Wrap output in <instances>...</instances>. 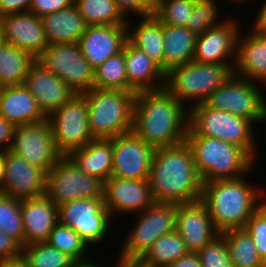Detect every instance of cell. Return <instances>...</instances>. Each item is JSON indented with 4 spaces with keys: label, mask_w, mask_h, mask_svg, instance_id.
Here are the masks:
<instances>
[{
    "label": "cell",
    "mask_w": 266,
    "mask_h": 267,
    "mask_svg": "<svg viewBox=\"0 0 266 267\" xmlns=\"http://www.w3.org/2000/svg\"><path fill=\"white\" fill-rule=\"evenodd\" d=\"M188 109L166 89L137 92L132 131L154 149L186 140Z\"/></svg>",
    "instance_id": "6da1fadb"
},
{
    "label": "cell",
    "mask_w": 266,
    "mask_h": 267,
    "mask_svg": "<svg viewBox=\"0 0 266 267\" xmlns=\"http://www.w3.org/2000/svg\"><path fill=\"white\" fill-rule=\"evenodd\" d=\"M148 180L154 202L180 205L201 199L203 183L186 140L155 149Z\"/></svg>",
    "instance_id": "7a4b0ae2"
},
{
    "label": "cell",
    "mask_w": 266,
    "mask_h": 267,
    "mask_svg": "<svg viewBox=\"0 0 266 267\" xmlns=\"http://www.w3.org/2000/svg\"><path fill=\"white\" fill-rule=\"evenodd\" d=\"M245 176L202 184L200 200L206 205L219 233L244 228L251 215L266 200V190L256 188V184L254 187Z\"/></svg>",
    "instance_id": "3957f363"
},
{
    "label": "cell",
    "mask_w": 266,
    "mask_h": 267,
    "mask_svg": "<svg viewBox=\"0 0 266 267\" xmlns=\"http://www.w3.org/2000/svg\"><path fill=\"white\" fill-rule=\"evenodd\" d=\"M186 141L202 183L240 178L255 168L256 161L240 146L197 134H187Z\"/></svg>",
    "instance_id": "277c9868"
},
{
    "label": "cell",
    "mask_w": 266,
    "mask_h": 267,
    "mask_svg": "<svg viewBox=\"0 0 266 267\" xmlns=\"http://www.w3.org/2000/svg\"><path fill=\"white\" fill-rule=\"evenodd\" d=\"M87 100L89 126L95 139H110L132 131L136 92L92 88Z\"/></svg>",
    "instance_id": "5b68a950"
},
{
    "label": "cell",
    "mask_w": 266,
    "mask_h": 267,
    "mask_svg": "<svg viewBox=\"0 0 266 267\" xmlns=\"http://www.w3.org/2000/svg\"><path fill=\"white\" fill-rule=\"evenodd\" d=\"M253 125L249 119L207 107L204 103L188 108L187 134L213 137L240 146L256 160L259 149Z\"/></svg>",
    "instance_id": "8992f818"
},
{
    "label": "cell",
    "mask_w": 266,
    "mask_h": 267,
    "mask_svg": "<svg viewBox=\"0 0 266 267\" xmlns=\"http://www.w3.org/2000/svg\"><path fill=\"white\" fill-rule=\"evenodd\" d=\"M233 74L234 70L229 65L190 61L166 73L165 88L188 109L203 103Z\"/></svg>",
    "instance_id": "52a82bcc"
},
{
    "label": "cell",
    "mask_w": 266,
    "mask_h": 267,
    "mask_svg": "<svg viewBox=\"0 0 266 267\" xmlns=\"http://www.w3.org/2000/svg\"><path fill=\"white\" fill-rule=\"evenodd\" d=\"M104 187V180L84 173L68 156H62L46 173L45 196L60 206L79 199L104 198Z\"/></svg>",
    "instance_id": "ba28073f"
},
{
    "label": "cell",
    "mask_w": 266,
    "mask_h": 267,
    "mask_svg": "<svg viewBox=\"0 0 266 267\" xmlns=\"http://www.w3.org/2000/svg\"><path fill=\"white\" fill-rule=\"evenodd\" d=\"M262 85L232 75L203 102L207 107L222 110L255 123H266V98Z\"/></svg>",
    "instance_id": "9c48e42d"
},
{
    "label": "cell",
    "mask_w": 266,
    "mask_h": 267,
    "mask_svg": "<svg viewBox=\"0 0 266 267\" xmlns=\"http://www.w3.org/2000/svg\"><path fill=\"white\" fill-rule=\"evenodd\" d=\"M47 119L56 149L62 156H68L95 140L89 126L87 100L83 94L73 95Z\"/></svg>",
    "instance_id": "30bf717a"
},
{
    "label": "cell",
    "mask_w": 266,
    "mask_h": 267,
    "mask_svg": "<svg viewBox=\"0 0 266 267\" xmlns=\"http://www.w3.org/2000/svg\"><path fill=\"white\" fill-rule=\"evenodd\" d=\"M176 216V204L154 202L137 214L136 219H139L124 238L119 256L142 257L160 236L176 230Z\"/></svg>",
    "instance_id": "8fae6325"
},
{
    "label": "cell",
    "mask_w": 266,
    "mask_h": 267,
    "mask_svg": "<svg viewBox=\"0 0 266 267\" xmlns=\"http://www.w3.org/2000/svg\"><path fill=\"white\" fill-rule=\"evenodd\" d=\"M36 60L76 94L93 88L94 69L83 56L78 42L48 45Z\"/></svg>",
    "instance_id": "7c38bea8"
},
{
    "label": "cell",
    "mask_w": 266,
    "mask_h": 267,
    "mask_svg": "<svg viewBox=\"0 0 266 267\" xmlns=\"http://www.w3.org/2000/svg\"><path fill=\"white\" fill-rule=\"evenodd\" d=\"M104 198L69 201L58 206L59 222L70 226L87 244L101 243L114 220L104 205Z\"/></svg>",
    "instance_id": "4fadbf2b"
},
{
    "label": "cell",
    "mask_w": 266,
    "mask_h": 267,
    "mask_svg": "<svg viewBox=\"0 0 266 267\" xmlns=\"http://www.w3.org/2000/svg\"><path fill=\"white\" fill-rule=\"evenodd\" d=\"M10 150L46 173L62 157L56 149L48 119L16 126Z\"/></svg>",
    "instance_id": "5bb4252c"
},
{
    "label": "cell",
    "mask_w": 266,
    "mask_h": 267,
    "mask_svg": "<svg viewBox=\"0 0 266 267\" xmlns=\"http://www.w3.org/2000/svg\"><path fill=\"white\" fill-rule=\"evenodd\" d=\"M113 147L111 176L131 180L149 179L155 149L133 131L109 139Z\"/></svg>",
    "instance_id": "9a60e30c"
},
{
    "label": "cell",
    "mask_w": 266,
    "mask_h": 267,
    "mask_svg": "<svg viewBox=\"0 0 266 267\" xmlns=\"http://www.w3.org/2000/svg\"><path fill=\"white\" fill-rule=\"evenodd\" d=\"M241 27L238 20L231 16L221 24L198 34L193 61L229 65L234 70Z\"/></svg>",
    "instance_id": "2e32d148"
},
{
    "label": "cell",
    "mask_w": 266,
    "mask_h": 267,
    "mask_svg": "<svg viewBox=\"0 0 266 267\" xmlns=\"http://www.w3.org/2000/svg\"><path fill=\"white\" fill-rule=\"evenodd\" d=\"M103 200L112 218L118 214L136 215L154 203L148 179L131 180L114 176L105 181Z\"/></svg>",
    "instance_id": "e0dca14e"
},
{
    "label": "cell",
    "mask_w": 266,
    "mask_h": 267,
    "mask_svg": "<svg viewBox=\"0 0 266 267\" xmlns=\"http://www.w3.org/2000/svg\"><path fill=\"white\" fill-rule=\"evenodd\" d=\"M3 194L18 199L45 195L46 172L7 149L4 151Z\"/></svg>",
    "instance_id": "ac0fdd59"
},
{
    "label": "cell",
    "mask_w": 266,
    "mask_h": 267,
    "mask_svg": "<svg viewBox=\"0 0 266 267\" xmlns=\"http://www.w3.org/2000/svg\"><path fill=\"white\" fill-rule=\"evenodd\" d=\"M0 26L4 42L27 51L35 59L49 45L42 19L30 11L1 17Z\"/></svg>",
    "instance_id": "d6986e66"
},
{
    "label": "cell",
    "mask_w": 266,
    "mask_h": 267,
    "mask_svg": "<svg viewBox=\"0 0 266 267\" xmlns=\"http://www.w3.org/2000/svg\"><path fill=\"white\" fill-rule=\"evenodd\" d=\"M176 231L192 253H197L220 234L201 200L177 205Z\"/></svg>",
    "instance_id": "ffe728a7"
},
{
    "label": "cell",
    "mask_w": 266,
    "mask_h": 267,
    "mask_svg": "<svg viewBox=\"0 0 266 267\" xmlns=\"http://www.w3.org/2000/svg\"><path fill=\"white\" fill-rule=\"evenodd\" d=\"M24 86L34 96L47 118L76 94L63 80L48 71L37 60L29 68Z\"/></svg>",
    "instance_id": "44dd1931"
},
{
    "label": "cell",
    "mask_w": 266,
    "mask_h": 267,
    "mask_svg": "<svg viewBox=\"0 0 266 267\" xmlns=\"http://www.w3.org/2000/svg\"><path fill=\"white\" fill-rule=\"evenodd\" d=\"M127 40V25H95L87 26L78 44L85 59L95 69L121 52Z\"/></svg>",
    "instance_id": "7402d4cb"
},
{
    "label": "cell",
    "mask_w": 266,
    "mask_h": 267,
    "mask_svg": "<svg viewBox=\"0 0 266 267\" xmlns=\"http://www.w3.org/2000/svg\"><path fill=\"white\" fill-rule=\"evenodd\" d=\"M252 26L245 35L239 32L234 74L265 85L263 90L266 89V32Z\"/></svg>",
    "instance_id": "603a6c76"
},
{
    "label": "cell",
    "mask_w": 266,
    "mask_h": 267,
    "mask_svg": "<svg viewBox=\"0 0 266 267\" xmlns=\"http://www.w3.org/2000/svg\"><path fill=\"white\" fill-rule=\"evenodd\" d=\"M127 91H155L165 88L166 74L144 51L129 40L124 44Z\"/></svg>",
    "instance_id": "cb8c5ba5"
},
{
    "label": "cell",
    "mask_w": 266,
    "mask_h": 267,
    "mask_svg": "<svg viewBox=\"0 0 266 267\" xmlns=\"http://www.w3.org/2000/svg\"><path fill=\"white\" fill-rule=\"evenodd\" d=\"M21 213L24 246L46 242L53 227L59 222L58 206L45 195L22 199Z\"/></svg>",
    "instance_id": "d4e9b609"
},
{
    "label": "cell",
    "mask_w": 266,
    "mask_h": 267,
    "mask_svg": "<svg viewBox=\"0 0 266 267\" xmlns=\"http://www.w3.org/2000/svg\"><path fill=\"white\" fill-rule=\"evenodd\" d=\"M0 116L15 126L47 120L24 85L0 87Z\"/></svg>",
    "instance_id": "484cf974"
},
{
    "label": "cell",
    "mask_w": 266,
    "mask_h": 267,
    "mask_svg": "<svg viewBox=\"0 0 266 267\" xmlns=\"http://www.w3.org/2000/svg\"><path fill=\"white\" fill-rule=\"evenodd\" d=\"M49 45L76 43L87 28L75 4L41 17Z\"/></svg>",
    "instance_id": "4316f807"
},
{
    "label": "cell",
    "mask_w": 266,
    "mask_h": 267,
    "mask_svg": "<svg viewBox=\"0 0 266 267\" xmlns=\"http://www.w3.org/2000/svg\"><path fill=\"white\" fill-rule=\"evenodd\" d=\"M164 41L163 71L193 61L197 34L186 27L162 23Z\"/></svg>",
    "instance_id": "83f0119b"
},
{
    "label": "cell",
    "mask_w": 266,
    "mask_h": 267,
    "mask_svg": "<svg viewBox=\"0 0 266 267\" xmlns=\"http://www.w3.org/2000/svg\"><path fill=\"white\" fill-rule=\"evenodd\" d=\"M68 157L86 174L104 181L111 177L113 147L109 139H95L85 147L72 151Z\"/></svg>",
    "instance_id": "f1b7e54d"
},
{
    "label": "cell",
    "mask_w": 266,
    "mask_h": 267,
    "mask_svg": "<svg viewBox=\"0 0 266 267\" xmlns=\"http://www.w3.org/2000/svg\"><path fill=\"white\" fill-rule=\"evenodd\" d=\"M139 18L137 27L134 26V28L130 27V25H133V21H127L128 40L144 51L163 70L164 41L162 22L155 15L140 16Z\"/></svg>",
    "instance_id": "f546056e"
},
{
    "label": "cell",
    "mask_w": 266,
    "mask_h": 267,
    "mask_svg": "<svg viewBox=\"0 0 266 267\" xmlns=\"http://www.w3.org/2000/svg\"><path fill=\"white\" fill-rule=\"evenodd\" d=\"M35 61L27 51L3 41L0 45V87L24 85L29 68Z\"/></svg>",
    "instance_id": "4dcf8cb0"
},
{
    "label": "cell",
    "mask_w": 266,
    "mask_h": 267,
    "mask_svg": "<svg viewBox=\"0 0 266 267\" xmlns=\"http://www.w3.org/2000/svg\"><path fill=\"white\" fill-rule=\"evenodd\" d=\"M87 26L127 25V18L114 0H74Z\"/></svg>",
    "instance_id": "1f68e13d"
},
{
    "label": "cell",
    "mask_w": 266,
    "mask_h": 267,
    "mask_svg": "<svg viewBox=\"0 0 266 267\" xmlns=\"http://www.w3.org/2000/svg\"><path fill=\"white\" fill-rule=\"evenodd\" d=\"M221 234L228 245L233 267H266L244 228L230 229Z\"/></svg>",
    "instance_id": "d6a6232c"
},
{
    "label": "cell",
    "mask_w": 266,
    "mask_h": 267,
    "mask_svg": "<svg viewBox=\"0 0 266 267\" xmlns=\"http://www.w3.org/2000/svg\"><path fill=\"white\" fill-rule=\"evenodd\" d=\"M189 251L176 230L160 236L141 257L155 267H168Z\"/></svg>",
    "instance_id": "836d02e7"
},
{
    "label": "cell",
    "mask_w": 266,
    "mask_h": 267,
    "mask_svg": "<svg viewBox=\"0 0 266 267\" xmlns=\"http://www.w3.org/2000/svg\"><path fill=\"white\" fill-rule=\"evenodd\" d=\"M93 88L127 91V71L123 50L94 69Z\"/></svg>",
    "instance_id": "e575fe53"
},
{
    "label": "cell",
    "mask_w": 266,
    "mask_h": 267,
    "mask_svg": "<svg viewBox=\"0 0 266 267\" xmlns=\"http://www.w3.org/2000/svg\"><path fill=\"white\" fill-rule=\"evenodd\" d=\"M46 243L67 254L75 262L90 260L87 256V244L70 226L60 222L53 227Z\"/></svg>",
    "instance_id": "d590c367"
},
{
    "label": "cell",
    "mask_w": 266,
    "mask_h": 267,
    "mask_svg": "<svg viewBox=\"0 0 266 267\" xmlns=\"http://www.w3.org/2000/svg\"><path fill=\"white\" fill-rule=\"evenodd\" d=\"M21 256L29 267H72L76 263L70 256L46 242L23 246Z\"/></svg>",
    "instance_id": "8d00e7d4"
},
{
    "label": "cell",
    "mask_w": 266,
    "mask_h": 267,
    "mask_svg": "<svg viewBox=\"0 0 266 267\" xmlns=\"http://www.w3.org/2000/svg\"><path fill=\"white\" fill-rule=\"evenodd\" d=\"M0 230L24 246L21 199L0 193Z\"/></svg>",
    "instance_id": "74e56055"
},
{
    "label": "cell",
    "mask_w": 266,
    "mask_h": 267,
    "mask_svg": "<svg viewBox=\"0 0 266 267\" xmlns=\"http://www.w3.org/2000/svg\"><path fill=\"white\" fill-rule=\"evenodd\" d=\"M218 5L215 0H194L193 11L186 28L198 35L221 24L225 19L219 16Z\"/></svg>",
    "instance_id": "f35d334b"
},
{
    "label": "cell",
    "mask_w": 266,
    "mask_h": 267,
    "mask_svg": "<svg viewBox=\"0 0 266 267\" xmlns=\"http://www.w3.org/2000/svg\"><path fill=\"white\" fill-rule=\"evenodd\" d=\"M194 0H158L154 15L165 24L186 27Z\"/></svg>",
    "instance_id": "ab89813d"
},
{
    "label": "cell",
    "mask_w": 266,
    "mask_h": 267,
    "mask_svg": "<svg viewBox=\"0 0 266 267\" xmlns=\"http://www.w3.org/2000/svg\"><path fill=\"white\" fill-rule=\"evenodd\" d=\"M197 254L203 267H233L228 245L221 233Z\"/></svg>",
    "instance_id": "60d3db41"
},
{
    "label": "cell",
    "mask_w": 266,
    "mask_h": 267,
    "mask_svg": "<svg viewBox=\"0 0 266 267\" xmlns=\"http://www.w3.org/2000/svg\"><path fill=\"white\" fill-rule=\"evenodd\" d=\"M244 229L251 236L261 260L266 265V200L251 215Z\"/></svg>",
    "instance_id": "b9f144b4"
},
{
    "label": "cell",
    "mask_w": 266,
    "mask_h": 267,
    "mask_svg": "<svg viewBox=\"0 0 266 267\" xmlns=\"http://www.w3.org/2000/svg\"><path fill=\"white\" fill-rule=\"evenodd\" d=\"M118 8L128 18L154 15L157 6L156 0H114ZM132 13V14H131Z\"/></svg>",
    "instance_id": "7bdbcfd3"
},
{
    "label": "cell",
    "mask_w": 266,
    "mask_h": 267,
    "mask_svg": "<svg viewBox=\"0 0 266 267\" xmlns=\"http://www.w3.org/2000/svg\"><path fill=\"white\" fill-rule=\"evenodd\" d=\"M74 4V0H32L29 11L38 17L54 13Z\"/></svg>",
    "instance_id": "ee69618b"
},
{
    "label": "cell",
    "mask_w": 266,
    "mask_h": 267,
    "mask_svg": "<svg viewBox=\"0 0 266 267\" xmlns=\"http://www.w3.org/2000/svg\"><path fill=\"white\" fill-rule=\"evenodd\" d=\"M22 246L0 230V261L21 257Z\"/></svg>",
    "instance_id": "f6af8a7d"
},
{
    "label": "cell",
    "mask_w": 266,
    "mask_h": 267,
    "mask_svg": "<svg viewBox=\"0 0 266 267\" xmlns=\"http://www.w3.org/2000/svg\"><path fill=\"white\" fill-rule=\"evenodd\" d=\"M32 0H0V18L18 12L29 11Z\"/></svg>",
    "instance_id": "bcb514c9"
},
{
    "label": "cell",
    "mask_w": 266,
    "mask_h": 267,
    "mask_svg": "<svg viewBox=\"0 0 266 267\" xmlns=\"http://www.w3.org/2000/svg\"><path fill=\"white\" fill-rule=\"evenodd\" d=\"M16 126L0 116V151L11 148Z\"/></svg>",
    "instance_id": "7dc6e473"
},
{
    "label": "cell",
    "mask_w": 266,
    "mask_h": 267,
    "mask_svg": "<svg viewBox=\"0 0 266 267\" xmlns=\"http://www.w3.org/2000/svg\"><path fill=\"white\" fill-rule=\"evenodd\" d=\"M168 267H203L197 253L189 252L188 254L180 257Z\"/></svg>",
    "instance_id": "c3c4849f"
},
{
    "label": "cell",
    "mask_w": 266,
    "mask_h": 267,
    "mask_svg": "<svg viewBox=\"0 0 266 267\" xmlns=\"http://www.w3.org/2000/svg\"><path fill=\"white\" fill-rule=\"evenodd\" d=\"M115 267H155L153 264L145 262L141 257H121L117 259Z\"/></svg>",
    "instance_id": "681fc988"
},
{
    "label": "cell",
    "mask_w": 266,
    "mask_h": 267,
    "mask_svg": "<svg viewBox=\"0 0 266 267\" xmlns=\"http://www.w3.org/2000/svg\"><path fill=\"white\" fill-rule=\"evenodd\" d=\"M261 8H259L256 18L253 19V25L260 31L266 32V0H263Z\"/></svg>",
    "instance_id": "f907efd6"
},
{
    "label": "cell",
    "mask_w": 266,
    "mask_h": 267,
    "mask_svg": "<svg viewBox=\"0 0 266 267\" xmlns=\"http://www.w3.org/2000/svg\"><path fill=\"white\" fill-rule=\"evenodd\" d=\"M0 267H29V265L21 256L16 259L0 261Z\"/></svg>",
    "instance_id": "816d5d0a"
},
{
    "label": "cell",
    "mask_w": 266,
    "mask_h": 267,
    "mask_svg": "<svg viewBox=\"0 0 266 267\" xmlns=\"http://www.w3.org/2000/svg\"><path fill=\"white\" fill-rule=\"evenodd\" d=\"M4 151H0V193L3 194L4 184Z\"/></svg>",
    "instance_id": "f5cc1de1"
},
{
    "label": "cell",
    "mask_w": 266,
    "mask_h": 267,
    "mask_svg": "<svg viewBox=\"0 0 266 267\" xmlns=\"http://www.w3.org/2000/svg\"><path fill=\"white\" fill-rule=\"evenodd\" d=\"M104 265H100L97 263H94V261L91 262L90 260L84 261V262H76L72 267H103Z\"/></svg>",
    "instance_id": "db71d44e"
},
{
    "label": "cell",
    "mask_w": 266,
    "mask_h": 267,
    "mask_svg": "<svg viewBox=\"0 0 266 267\" xmlns=\"http://www.w3.org/2000/svg\"><path fill=\"white\" fill-rule=\"evenodd\" d=\"M228 1H231V2H233L234 4H240V3H242V4H245V3H247V1L250 3V2H252V1H254V0H228ZM245 2V3H244Z\"/></svg>",
    "instance_id": "11a10c76"
},
{
    "label": "cell",
    "mask_w": 266,
    "mask_h": 267,
    "mask_svg": "<svg viewBox=\"0 0 266 267\" xmlns=\"http://www.w3.org/2000/svg\"><path fill=\"white\" fill-rule=\"evenodd\" d=\"M3 41H4V40H3L2 30H1V26H0V45H1V43H2Z\"/></svg>",
    "instance_id": "9f6ffc18"
}]
</instances>
